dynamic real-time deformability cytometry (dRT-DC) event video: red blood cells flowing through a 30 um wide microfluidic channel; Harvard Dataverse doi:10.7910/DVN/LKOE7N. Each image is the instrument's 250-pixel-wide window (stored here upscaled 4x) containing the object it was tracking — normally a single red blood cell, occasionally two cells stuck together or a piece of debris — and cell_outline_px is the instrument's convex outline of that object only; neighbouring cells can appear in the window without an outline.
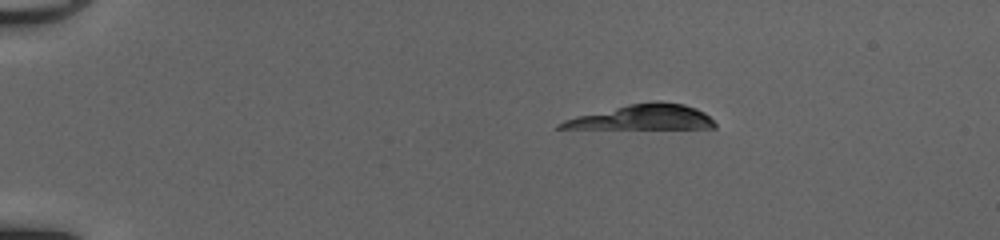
{"species": "common noctule bat (a hibernating species)", "species_latin": "Nyctalus noctula", "temperature_condition": "cold", "stored_images_in_passage": 32, "camera_frame_rate_fps": 3000, "um_per_image_px": 0.085, "animal": {"sex": "female", "body_mass_g": 20.0, "forearm_length_mm": 54.0}, "frame": {"image": 1, "passage_image": 1, "time_ms": 0.0, "image_size_px": [1000, 240], "cell_outline_px": [[716, 128], [556, 128], [556, 124], [564, 120], [576, 116], [628, 104], [656, 100], [660, 100], [684, 104], [696, 108], [704, 112], [716, 124]], "centroid_in_image_um": [54.63, 9.96], "position_along_channel_um": 30.4, "area_um2": 22.37}}